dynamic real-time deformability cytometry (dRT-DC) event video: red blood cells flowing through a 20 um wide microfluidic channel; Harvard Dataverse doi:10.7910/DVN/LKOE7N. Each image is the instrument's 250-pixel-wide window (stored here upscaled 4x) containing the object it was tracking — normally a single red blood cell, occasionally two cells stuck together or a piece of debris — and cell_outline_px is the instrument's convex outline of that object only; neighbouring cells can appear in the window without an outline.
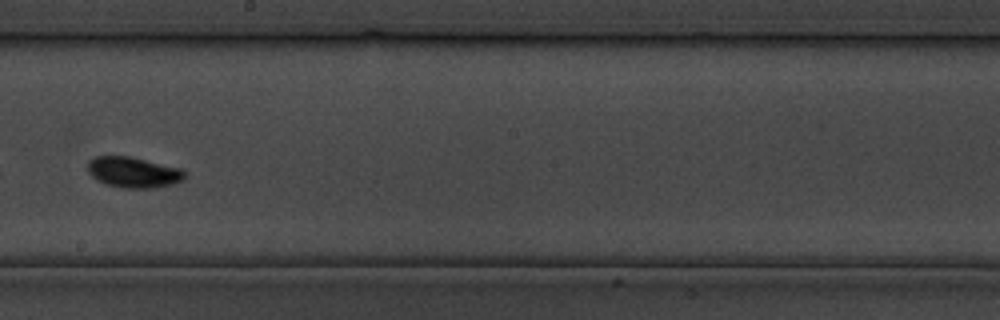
{"species": "common noctule bat (a hibernating species)", "species_latin": "Nyctalus noctula", "temperature_condition": "cold", "stored_images_in_passage": 28, "camera_frame_rate_fps": 3000, "um_per_image_px": 0.085, "animal": {"sex": "male", "body_mass_g": 19.5, "forearm_length_mm": 54.6}, "frame": {"image": 1, "passage_image": 16, "time_ms": 19.0, "image_size_px": [1000, 320], "cell_outline_px": [[184, 180], [172, 184], [156, 188], [124, 188], [108, 184], [96, 180], [88, 172], [88, 160], [96, 156], [128, 156], [180, 168], [184, 172]], "centroid_in_image_um": [11.32, 14.65], "position_along_channel_um": 236.9, "area_um2": 17.22}}